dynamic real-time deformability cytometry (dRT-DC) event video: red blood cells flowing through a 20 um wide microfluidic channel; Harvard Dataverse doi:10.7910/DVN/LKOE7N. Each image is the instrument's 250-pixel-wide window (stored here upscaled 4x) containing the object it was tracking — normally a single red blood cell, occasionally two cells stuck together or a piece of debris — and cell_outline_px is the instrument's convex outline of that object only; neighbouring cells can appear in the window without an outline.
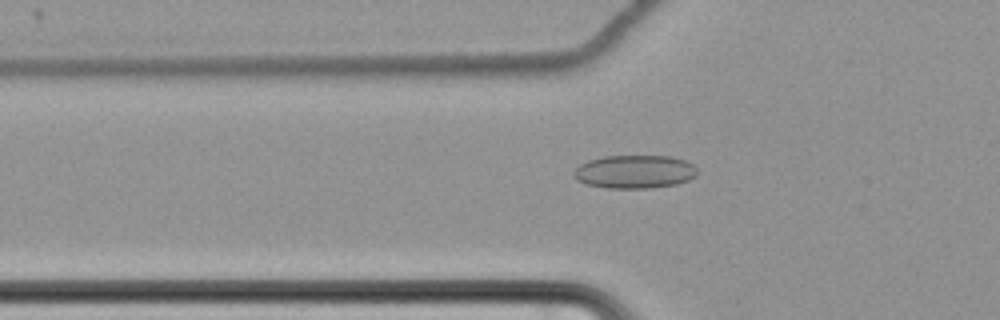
{"species": "common noctule bat (a hibernating species)", "species_latin": "Nyctalus noctula", "temperature_condition": "cold", "stored_images_in_passage": 63, "camera_frame_rate_fps": 3000, "um_per_image_px": 0.085, "animal": {"sex": "female", "body_mass_g": 22.7, "forearm_length_mm": 54.2}, "frame": {"image": 1, "passage_image": 24, "time_ms": 7.667, "image_size_px": [1000, 320], "cell_outline_px": [[696, 176], [688, 180], [676, 184], [648, 188], [608, 188], [584, 184], [576, 180], [572, 176], [572, 172], [580, 164], [588, 160], [604, 156], [672, 156], [684, 160], [692, 164], [696, 168]], "centroid_in_image_um": [53.9, 14.6], "position_along_channel_um": 71.9, "area_um2": 24.1}}
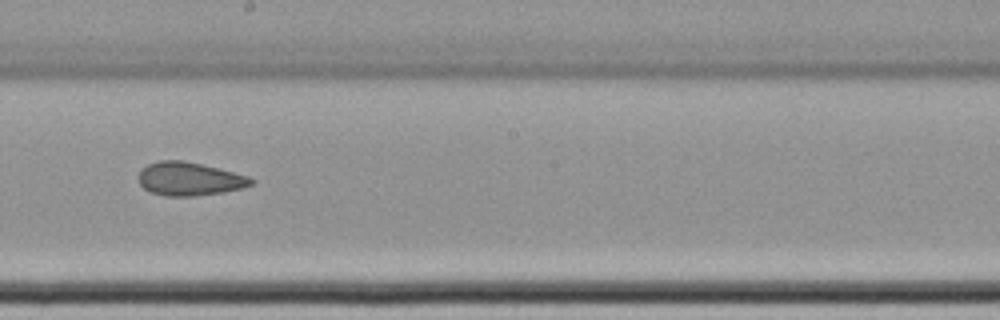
{"frame": {"image": 2, "passage_image": 38, "time_ms": 12.333, "image_size_px": [1000, 320], "cell_outline_px": [[256, 180], [252, 184], [244, 188], [224, 192], [196, 196], [164, 196], [152, 192], [144, 188], [140, 184], [140, 172], [148, 164], [160, 160], [184, 160], [248, 176]], "centroid_in_image_um": [16.13, 15.22], "position_along_channel_um": 232.1, "area_um2": 21.73}}
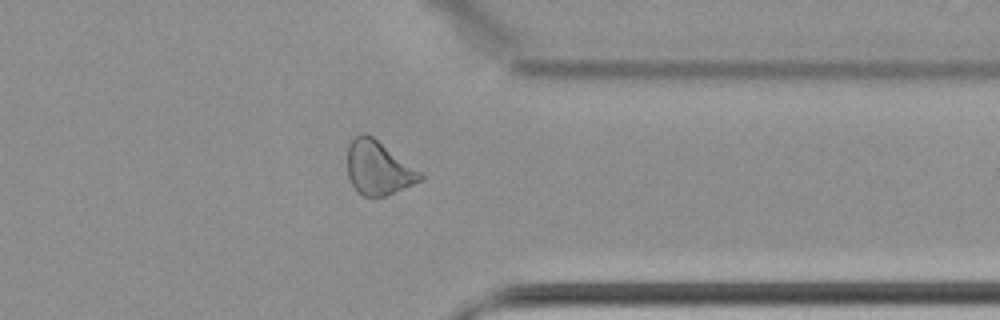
{"frame": {"image": 3, "passage_image": 51, "time_ms": 16.667, "image_size_px": [1000, 320], "cell_outline_px": [[424, 180], [384, 196], [364, 196], [352, 184], [348, 176], [348, 144], [360, 132], [364, 132], [372, 136], [420, 172], [424, 176]], "centroid_in_image_um": [32.14, 14.27], "position_along_channel_um": 379.3, "area_um2": 22.37}, "authors_computed_cell_mechanics": {"area_um2": 24.1604, "velocity_mm_per_s": 3.4683, "shape_relaxation_time_tau1_ms": 8.1164, "shape_relaxation_time_tau2_ms": 8.1737, "deformation_change_tau1": 0.087, "deformation_change_tau2": 0.1222}}